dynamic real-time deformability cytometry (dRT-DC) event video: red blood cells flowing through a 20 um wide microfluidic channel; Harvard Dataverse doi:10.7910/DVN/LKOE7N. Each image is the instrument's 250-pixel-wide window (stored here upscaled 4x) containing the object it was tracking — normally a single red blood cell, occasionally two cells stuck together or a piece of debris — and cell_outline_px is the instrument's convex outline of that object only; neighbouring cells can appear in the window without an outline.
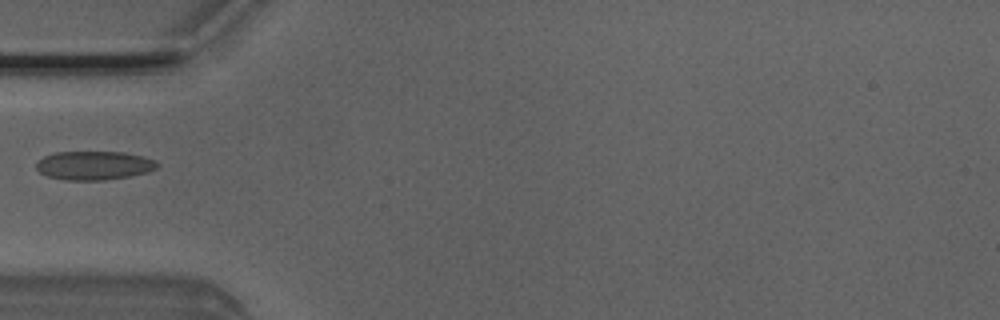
{"species": "Egyptian fruit bat (a non-hibernating species)", "species_latin": "Rousettus aegyptiacus", "temperature_condition": "room temperature", "stored_images_in_passage": 5, "camera_frame_rate_fps": 3000, "um_per_image_px": 0.085, "animal": {"sex": "male"}, "frame": {"image": 1, "passage_image": 5, "time_ms": 1.333, "image_size_px": [1000, 320], "cell_outline_px": [[160, 164], [156, 168], [148, 172], [128, 176], [104, 180], [64, 180], [48, 176], [40, 172], [36, 168], [36, 164], [44, 156], [56, 152], [124, 152], [144, 156], [156, 160]], "centroid_in_image_um": [8.03, 14.06], "position_along_channel_um": 77.0, "area_um2": 20.29}}